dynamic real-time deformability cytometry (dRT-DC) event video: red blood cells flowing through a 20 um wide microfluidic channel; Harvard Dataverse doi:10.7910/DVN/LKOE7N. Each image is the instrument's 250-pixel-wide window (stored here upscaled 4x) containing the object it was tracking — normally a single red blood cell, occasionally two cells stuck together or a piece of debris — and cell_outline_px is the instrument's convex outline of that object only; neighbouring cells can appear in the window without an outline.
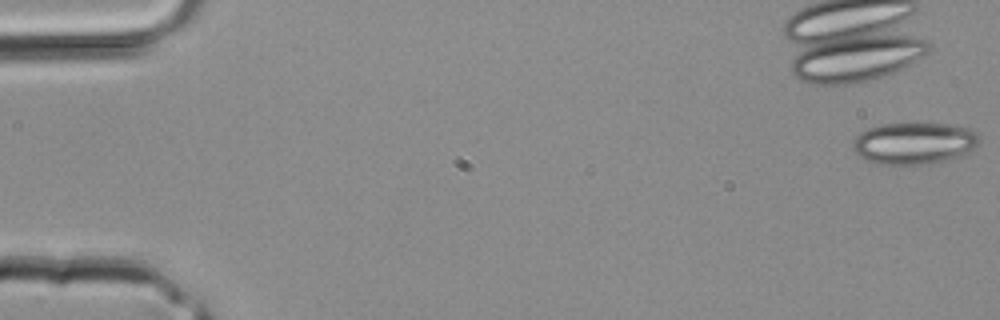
{"species": "common noctule bat (a hibernating species)", "species_latin": "Nyctalus noctula", "temperature_condition": "room temperature", "stored_images_in_passage": 4, "camera_frame_rate_fps": 3000, "um_per_image_px": 0.085, "animal": {"sex": "male", "body_mass_g": 20.4}, "frame": {"image": 1, "passage_image": 1, "time_ms": 0.0, "image_size_px": [1000, 320], "cell_outline_px": [[980, 144], [964, 156], [944, 160], [920, 164], [876, 164], [860, 156], [852, 148], [852, 140], [860, 132], [868, 128], [880, 124], [948, 124], [972, 128], [980, 136]], "centroid_in_image_um": [77.74, 12.17], "position_along_channel_um": 7.3, "area_um2": 30.98}}